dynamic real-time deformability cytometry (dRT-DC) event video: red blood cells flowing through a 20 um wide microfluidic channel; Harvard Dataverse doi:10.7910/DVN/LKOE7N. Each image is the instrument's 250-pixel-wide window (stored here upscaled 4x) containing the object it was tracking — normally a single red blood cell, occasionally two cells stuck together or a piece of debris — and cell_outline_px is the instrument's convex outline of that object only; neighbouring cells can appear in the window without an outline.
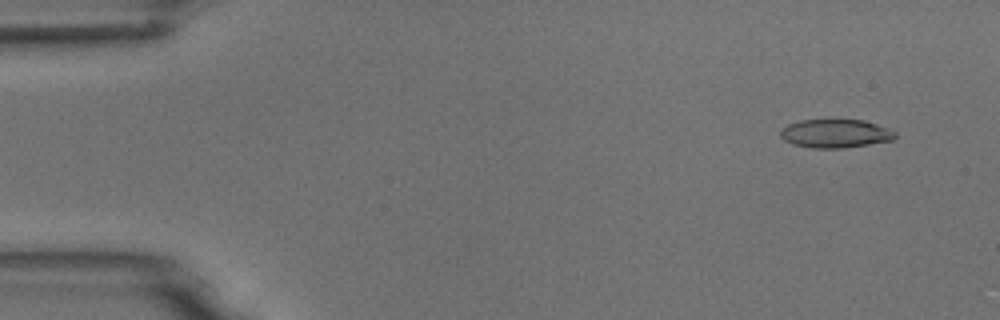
{"species": "common noctule bat (a hibernating species)", "species_latin": "Nyctalus noctula", "temperature_condition": "room temperature", "stored_images_in_passage": 4, "camera_frame_rate_fps": 3000, "um_per_image_px": 0.085, "animal": {"sex": "male", "body_mass_g": 18.8}, "frame": {"image": 1, "passage_image": 1, "time_ms": 0.0, "image_size_px": [1000, 320], "cell_outline_px": [[896, 136], [892, 140], [844, 148], [812, 148], [792, 144], [784, 140], [780, 136], [780, 132], [788, 124], [800, 120], [864, 120], [888, 128], [896, 132]], "centroid_in_image_um": [71.0, 11.35], "position_along_channel_um": 14.0, "area_um2": 18.96}}
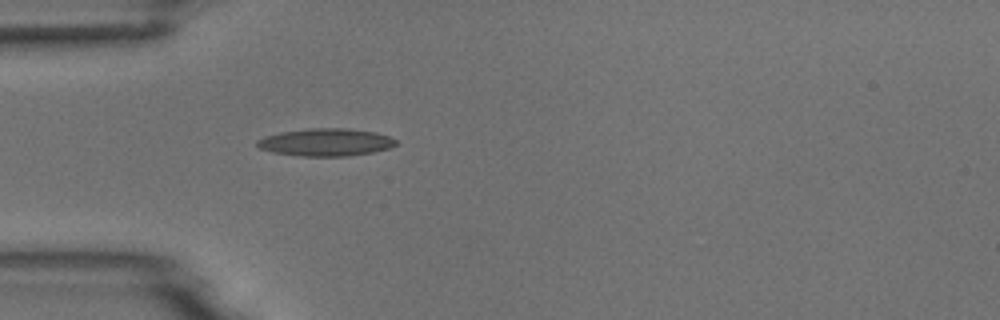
{"frame": {"image": 2, "passage_image": 4, "time_ms": 4.0, "image_size_px": [1000, 320], "cell_outline_px": [[396, 144], [388, 148], [372, 152], [348, 156], [300, 156], [272, 152], [260, 148], [256, 144], [256, 140], [264, 136], [280, 132], [308, 128], [344, 128], [376, 132], [388, 136], [396, 140]], "centroid_in_image_um": [27.65, 12.09], "position_along_channel_um": 57.3, "area_um2": 22.25}}